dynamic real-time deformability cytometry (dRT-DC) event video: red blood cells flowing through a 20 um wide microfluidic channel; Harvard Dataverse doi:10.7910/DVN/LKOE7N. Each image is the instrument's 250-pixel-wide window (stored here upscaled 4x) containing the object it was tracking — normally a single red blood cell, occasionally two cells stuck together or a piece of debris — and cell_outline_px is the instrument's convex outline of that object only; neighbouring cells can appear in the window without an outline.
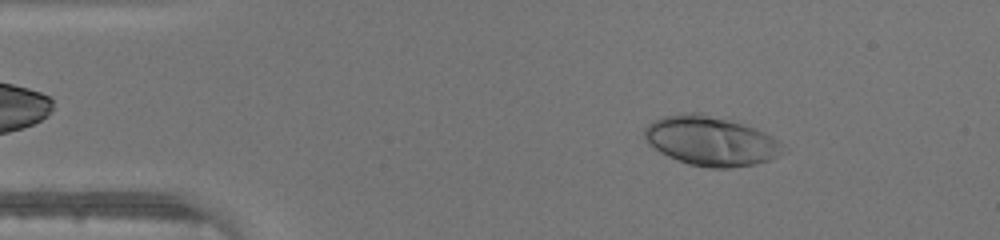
{"species": "human", "species_latin": "Homo sapiens", "temperature_condition": "warm", "stored_images_in_passage": 45, "camera_frame_rate_fps": 3000, "um_per_image_px": 0.085, "donor": {"sex": "male"}, "frame": {"image": 1, "passage_image": 6, "time_ms": 1.667, "image_size_px": [1000, 240], "cell_outline_px": [[788, 152], [768, 160], [756, 164], [728, 168], [708, 168], [688, 164], [668, 156], [660, 152], [648, 144], [644, 140], [644, 128], [648, 124], [664, 116], [684, 112], [700, 112], [740, 124], [764, 132], [780, 140], [788, 148]], "centroid_in_image_um": [60.44, 12.0], "position_along_channel_um": 24.6, "area_um2": 40.11}}
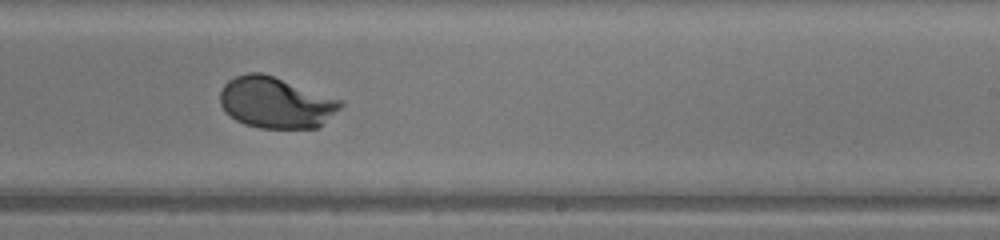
{"frame": {"image": 2, "passage_image": 27, "time_ms": 8.667, "image_size_px": [1000, 240], "cell_outline_px": [[344, 104], [320, 128], [260, 128], [244, 124], [236, 120], [220, 104], [220, 92], [224, 84], [228, 80], [236, 76], [248, 72], [260, 72], [344, 100]], "centroid_in_image_um": [23.48, 8.73], "position_along_channel_um": 265.5, "area_um2": 35.89}}
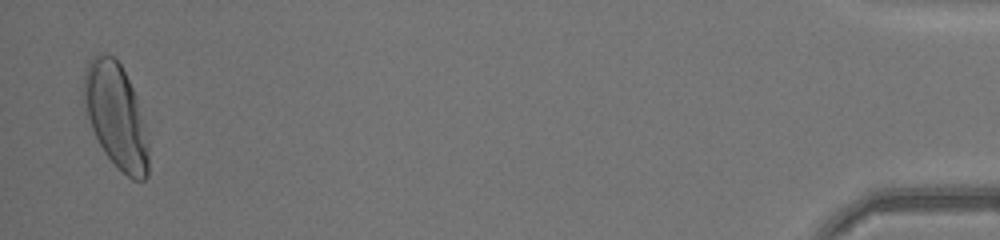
{"frame": {"image": 3, "passage_image": 44, "time_ms": 14.333, "image_size_px": [1000, 240], "cell_outline_px": [[148, 176], [144, 180], [132, 180], [104, 152], [92, 128], [80, 96], [80, 92], [84, 72], [88, 60], [92, 56], [100, 52], [104, 52], [112, 56], [120, 64], [136, 96], [148, 140]], "centroid_in_image_um": [9.81, 9.78], "position_along_channel_um": 425.4, "area_um2": 39.54}}